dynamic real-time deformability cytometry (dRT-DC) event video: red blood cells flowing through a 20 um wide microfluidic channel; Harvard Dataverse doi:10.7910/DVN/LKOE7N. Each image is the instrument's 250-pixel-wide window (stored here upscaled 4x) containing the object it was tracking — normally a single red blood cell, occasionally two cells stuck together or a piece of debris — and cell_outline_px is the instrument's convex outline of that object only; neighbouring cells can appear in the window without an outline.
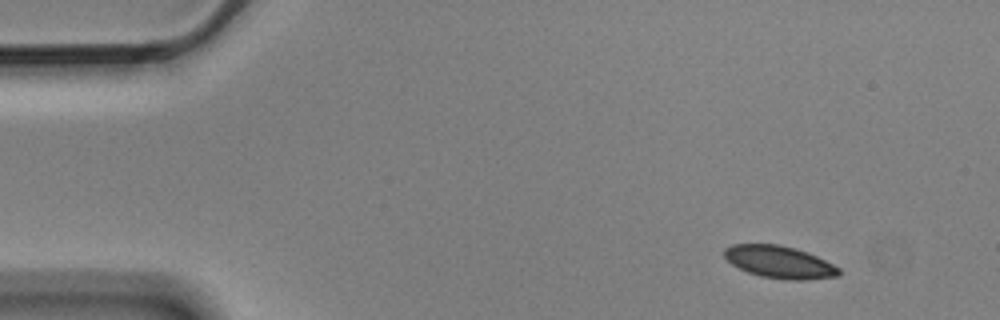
{"species": "Egyptian fruit bat (a non-hibernating species)", "species_latin": "Rousettus aegyptiacus", "temperature_condition": "cold", "stored_images_in_passage": 6, "camera_frame_rate_fps": 3000, "um_per_image_px": 0.085, "animal": {"sex": "male"}, "frame": {"image": 1, "passage_image": 2, "time_ms": 0.333, "image_size_px": [1000, 320], "cell_outline_px": [[840, 276], [804, 280], [784, 280], [760, 276], [748, 272], [732, 264], [724, 256], [724, 248], [732, 244], [780, 244], [796, 248], [808, 252], [840, 268]], "centroid_in_image_um": [66.26, 22.27], "position_along_channel_um": 18.7, "area_um2": 21.68}}
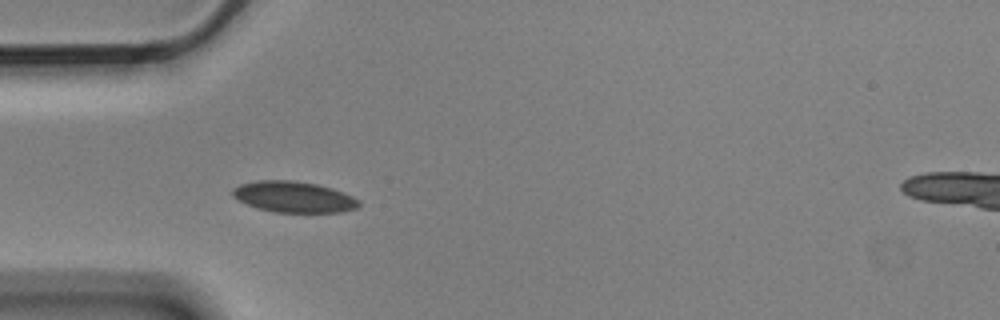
{"frame": {"image": 2, "passage_image": 5, "time_ms": 1.333, "image_size_px": [1000, 320], "cell_outline_px": [[360, 204], [356, 208], [340, 212], [276, 212], [256, 208], [236, 200], [232, 196], [232, 188], [240, 184], [256, 180], [292, 180], [316, 184], [332, 188], [344, 192], [360, 200]], "centroid_in_image_um": [24.93, 16.73], "position_along_channel_um": 60.1, "area_um2": 23.0}}
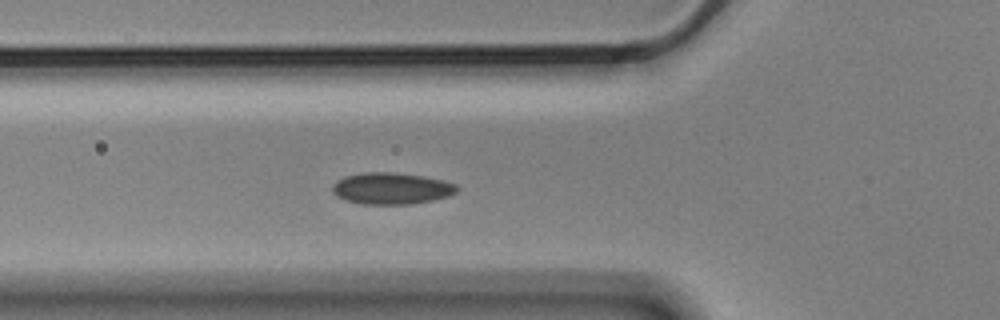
{"frame": {"image": 3, "passage_image": 6, "time_ms": 1.667, "image_size_px": [1000, 320], "cell_outline_px": [[460, 188], [456, 192], [448, 196], [432, 200], [408, 204], [360, 204], [344, 200], [336, 196], [332, 192], [332, 184], [336, 180], [344, 176], [364, 172], [392, 172], [424, 176], [444, 180], [456, 184]], "centroid_in_image_um": [33.24, 16.01], "position_along_channel_um": 92.6, "area_um2": 23.18}}